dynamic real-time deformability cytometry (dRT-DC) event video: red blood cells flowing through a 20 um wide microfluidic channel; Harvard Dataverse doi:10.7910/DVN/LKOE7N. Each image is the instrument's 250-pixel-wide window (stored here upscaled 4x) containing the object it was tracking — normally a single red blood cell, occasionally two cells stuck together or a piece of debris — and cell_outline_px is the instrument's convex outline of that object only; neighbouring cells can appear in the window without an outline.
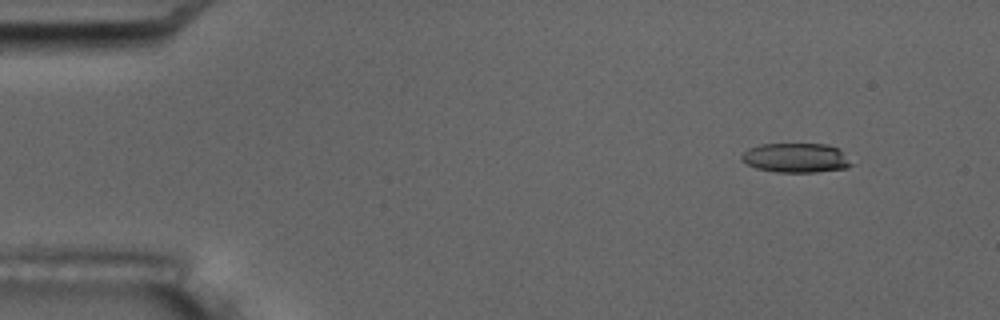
{"species": "common noctule bat (a hibernating species)", "species_latin": "Nyctalus noctula", "temperature_condition": "room temperature", "stored_images_in_passage": 5, "camera_frame_rate_fps": 3000, "um_per_image_px": 0.085, "animal": {"sex": "male", "body_mass_g": 17.5, "forearm_length_mm": 52.3}, "frame": {"image": 1, "passage_image": 2, "time_ms": 1.333, "image_size_px": [1000, 320], "cell_outline_px": [[852, 164], [848, 168], [816, 172], [776, 172], [756, 168], [740, 160], [740, 156], [748, 148], [760, 144], [828, 144], [840, 148]], "centroid_in_image_um": [67.65, 13.41], "position_along_channel_um": 17.3, "area_um2": 18.96}}
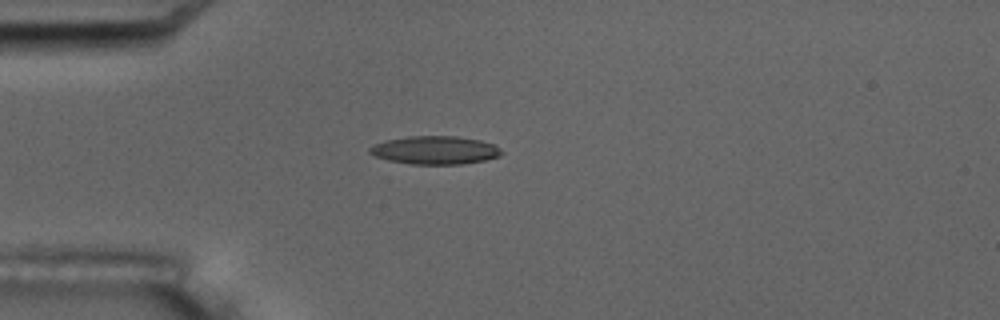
{"frame": {"image": 2, "passage_image": 5, "time_ms": 4.667, "image_size_px": [1000, 320], "cell_outline_px": [[504, 152], [500, 156], [484, 160], [460, 164], [412, 164], [388, 160], [376, 156], [368, 152], [368, 148], [384, 140], [408, 136], [456, 136], [480, 140], [496, 144]], "centroid_in_image_um": [37.0, 12.75], "position_along_channel_um": 48.0, "area_um2": 21.73}}